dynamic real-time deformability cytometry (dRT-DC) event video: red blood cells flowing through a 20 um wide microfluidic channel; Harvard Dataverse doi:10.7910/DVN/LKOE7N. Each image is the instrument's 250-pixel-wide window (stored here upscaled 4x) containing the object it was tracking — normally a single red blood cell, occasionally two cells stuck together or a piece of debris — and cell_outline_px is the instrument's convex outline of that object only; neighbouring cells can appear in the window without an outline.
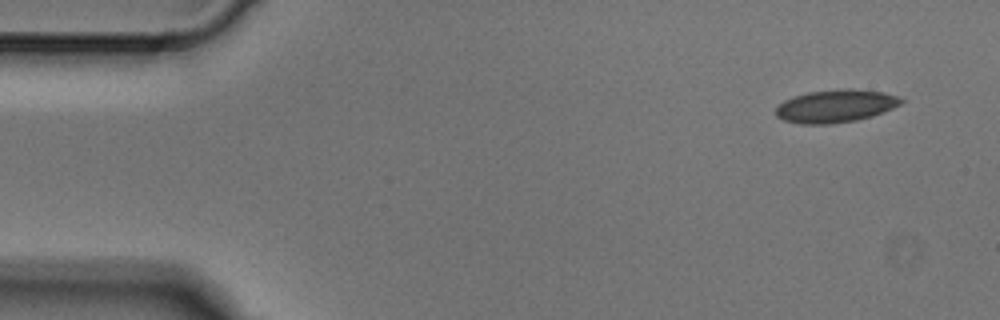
{"species": "Egyptian fruit bat (a non-hibernating species)", "species_latin": "Rousettus aegyptiacus", "temperature_condition": "cold", "stored_images_in_passage": 7, "camera_frame_rate_fps": 3000, "um_per_image_px": 0.085, "animal": {"sex": "male"}, "frame": {"image": 1, "passage_image": 1, "time_ms": 0.0, "image_size_px": [1000, 320], "cell_outline_px": [[904, 100], [900, 104], [884, 112], [872, 116], [856, 120], [828, 124], [800, 124], [784, 120], [776, 116], [776, 108], [784, 100], [808, 92], [844, 88], [852, 88], [884, 92], [900, 96]], "centroid_in_image_um": [71.05, 9.0], "position_along_channel_um": 13.9, "area_um2": 23.99}}
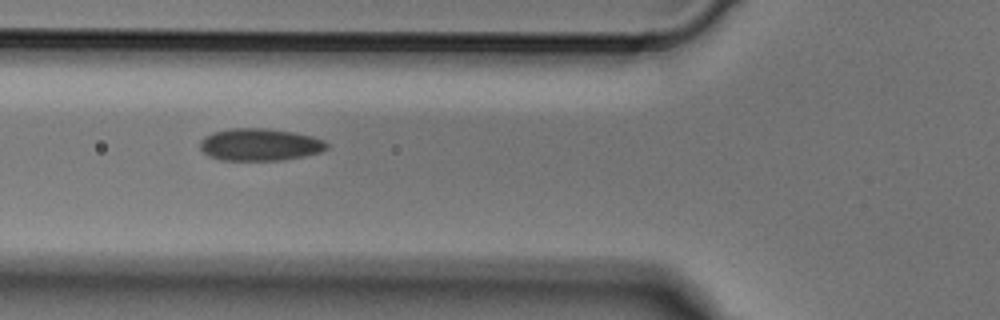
{"frame": {"image": 2, "passage_image": 5, "time_ms": 1.333, "image_size_px": [1000, 320], "cell_outline_px": [[328, 148], [320, 152], [304, 156], [280, 160], [220, 160], [208, 156], [200, 148], [200, 140], [204, 136], [212, 132], [232, 128], [268, 128], [292, 132], [312, 136], [324, 140], [328, 144]], "centroid_in_image_um": [22.07, 12.29], "position_along_channel_um": 103.7, "area_um2": 23.93}}
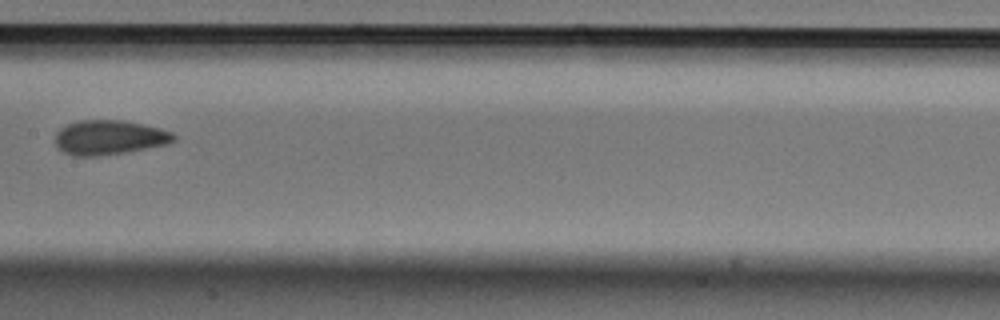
{"frame": {"image": 3, "passage_image": 7, "time_ms": 2.0, "image_size_px": [1000, 320], "cell_outline_px": [[176, 140], [168, 144], [124, 152], [100, 156], [72, 156], [64, 152], [56, 144], [56, 132], [60, 128], [68, 124], [80, 120], [124, 120], [144, 124], [160, 128], [172, 132], [176, 136]], "centroid_in_image_um": [9.31, 11.68], "position_along_channel_um": 198.1, "area_um2": 23.87}}